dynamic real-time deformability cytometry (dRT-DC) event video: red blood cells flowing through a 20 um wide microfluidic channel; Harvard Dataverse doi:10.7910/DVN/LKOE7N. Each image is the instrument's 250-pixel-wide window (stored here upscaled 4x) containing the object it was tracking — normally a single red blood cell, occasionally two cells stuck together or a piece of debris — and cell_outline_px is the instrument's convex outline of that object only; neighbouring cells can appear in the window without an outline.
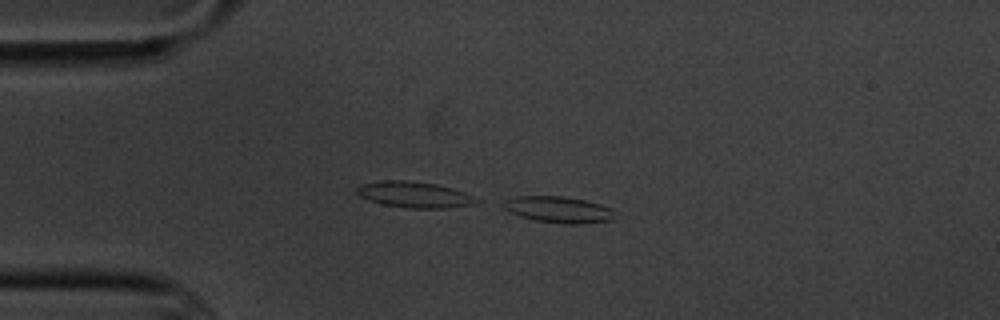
{"species": "common noctule bat (a hibernating species)", "species_latin": "Nyctalus noctula", "temperature_condition": "cold", "stored_images_in_passage": 5, "camera_frame_rate_fps": 3000, "um_per_image_px": 0.085, "animal": {"sex": "male", "body_mass_g": 20.1, "forearm_length_mm": 53.5}, "frame": {"image": 1, "passage_image": 4, "time_ms": 3.333, "image_size_px": [1000, 320], "cell_outline_px": [[616, 216], [612, 220], [580, 224], [564, 224], [536, 220], [520, 216], [504, 208], [500, 204], [504, 200], [516, 196], [564, 196], [584, 200], [600, 204], [612, 208]], "centroid_in_image_um": [47.49, 17.81], "position_along_channel_um": 37.5, "area_um2": 17.17}}